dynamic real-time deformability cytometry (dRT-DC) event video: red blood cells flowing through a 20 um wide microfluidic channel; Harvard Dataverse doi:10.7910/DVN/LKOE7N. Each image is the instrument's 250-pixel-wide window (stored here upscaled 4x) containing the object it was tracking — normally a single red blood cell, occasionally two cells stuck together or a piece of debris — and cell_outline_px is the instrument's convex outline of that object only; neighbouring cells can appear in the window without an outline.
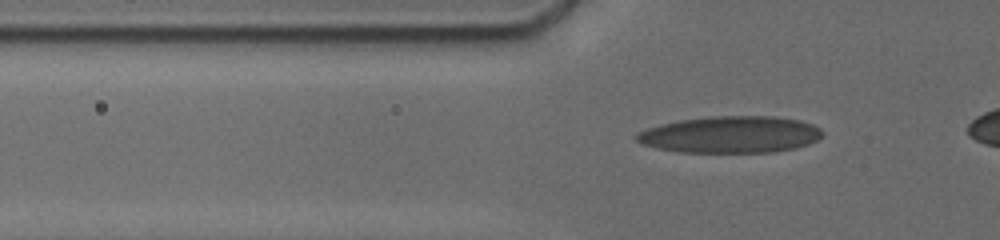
{"species": "human", "species_latin": "Homo sapiens", "temperature_condition": "cold", "stored_images_in_passage": 31, "camera_frame_rate_fps": 3000, "um_per_image_px": 0.085, "donor": {"sex": "male"}, "frame": {"image": 1, "passage_image": 14, "time_ms": 4.333, "image_size_px": [1000, 240], "cell_outline_px": [[824, 132], [816, 140], [808, 144], [792, 148], [772, 152], [676, 152], [656, 148], [644, 144], [636, 140], [632, 136], [648, 128], [660, 124], [680, 120], [712, 116], [772, 116], [800, 120], [812, 124], [820, 128]], "centroid_in_image_um": [62.07, 11.43], "position_along_channel_um": 63.7, "area_um2": 39.71}}
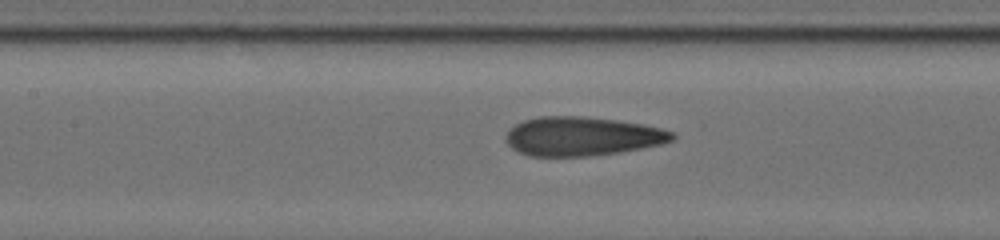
{"frame": {"image": 2, "passage_image": 24, "time_ms": 7.0, "image_size_px": [1000, 240], "cell_outline_px": [[676, 136], [672, 140], [660, 144], [620, 152], [588, 156], [532, 156], [520, 152], [512, 148], [508, 144], [508, 132], [516, 124], [524, 120], [540, 116], [580, 116], [616, 120], [644, 124], [660, 128], [672, 132]], "centroid_in_image_um": [49.5, 11.58], "position_along_channel_um": 157.9, "area_um2": 37.34}}
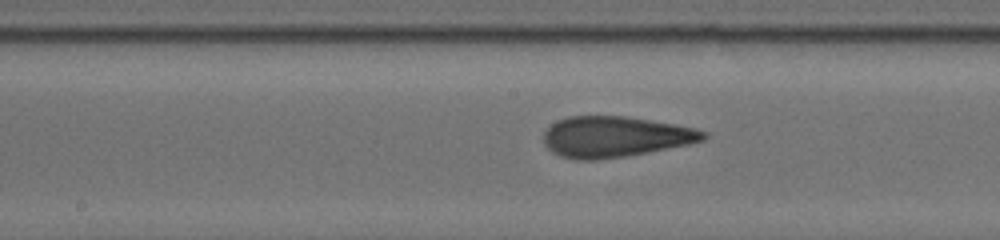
{"frame": {"image": 3, "passage_image": 29, "time_ms": 8.0, "image_size_px": [1000, 240], "cell_outline_px": [[708, 136], [704, 140], [688, 144], [648, 152], [624, 156], [596, 160], [576, 160], [560, 156], [552, 152], [544, 144], [544, 132], [556, 120], [568, 116], [624, 116], [696, 128], [708, 132]], "centroid_in_image_um": [52.26, 11.62], "position_along_channel_um": 195.9, "area_um2": 37.86}}